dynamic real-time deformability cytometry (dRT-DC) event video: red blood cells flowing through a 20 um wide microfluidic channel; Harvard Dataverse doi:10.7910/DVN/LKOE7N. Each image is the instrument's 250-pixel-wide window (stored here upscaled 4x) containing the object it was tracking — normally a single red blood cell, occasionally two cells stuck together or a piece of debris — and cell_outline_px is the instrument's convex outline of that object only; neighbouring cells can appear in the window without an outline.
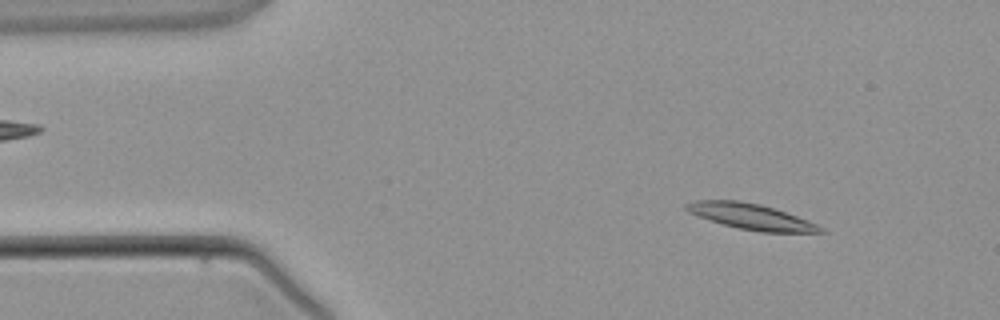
{"species": "common noctule bat (a hibernating species)", "species_latin": "Nyctalus noctula", "temperature_condition": "warm", "stored_images_in_passage": 4, "camera_frame_rate_fps": 3000, "um_per_image_px": 0.085, "animal": {"sex": "male", "body_mass_g": 21.5, "forearm_length_mm": 52.0}, "frame": {"image": 1, "passage_image": 4, "time_ms": 4.333, "image_size_px": [1000, 320], "cell_outline_px": [[828, 232], [760, 232], [740, 228], [724, 224], [688, 212], [684, 208], [684, 204], [692, 200], [736, 200], [760, 204], [808, 220], [824, 228]], "centroid_in_image_um": [63.82, 18.4], "position_along_channel_um": 21.2, "area_um2": 19.77}}